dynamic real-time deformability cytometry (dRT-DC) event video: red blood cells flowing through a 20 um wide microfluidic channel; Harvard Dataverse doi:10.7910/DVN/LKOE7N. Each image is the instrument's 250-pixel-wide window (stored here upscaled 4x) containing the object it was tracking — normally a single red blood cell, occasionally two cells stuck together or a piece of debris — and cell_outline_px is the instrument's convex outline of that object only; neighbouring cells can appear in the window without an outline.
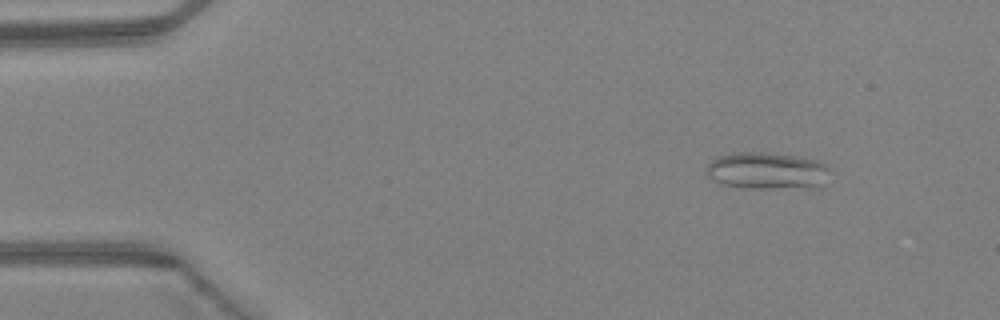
{"species": "Egyptian fruit bat (a non-hibernating species)", "species_latin": "Rousettus aegyptiacus", "temperature_condition": "warm", "stored_images_in_passage": 4, "camera_frame_rate_fps": 3000, "um_per_image_px": 0.085, "animal": {"sex": "female"}, "frame": {"image": 1, "passage_image": 1, "time_ms": 0.0, "image_size_px": [1000, 320], "cell_outline_px": [[828, 168], [820, 188], [748, 188], [724, 184], [712, 180], [708, 176], [708, 164], [716, 156], [732, 152], [768, 152], [816, 160], [824, 164]], "centroid_in_image_um": [65.16, 14.51], "position_along_channel_um": 19.8, "area_um2": 26.41}}